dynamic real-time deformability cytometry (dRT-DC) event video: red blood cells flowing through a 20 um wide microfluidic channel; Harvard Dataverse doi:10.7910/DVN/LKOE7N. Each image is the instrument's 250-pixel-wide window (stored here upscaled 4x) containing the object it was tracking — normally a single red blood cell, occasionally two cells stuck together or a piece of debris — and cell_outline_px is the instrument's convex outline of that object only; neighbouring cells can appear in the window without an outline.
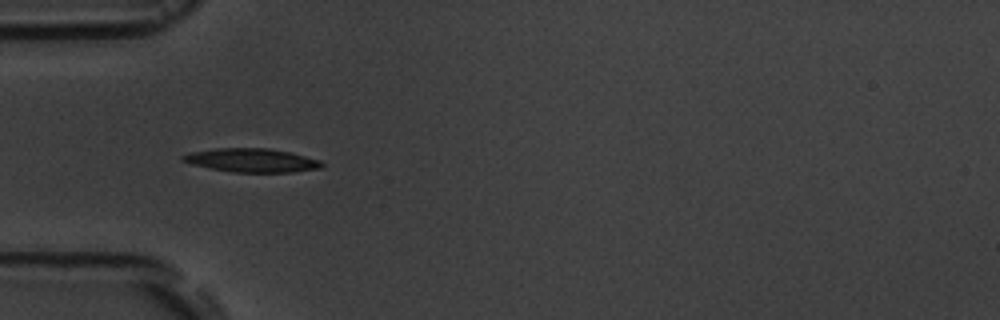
{"species": "common noctule bat (a hibernating species)", "species_latin": "Nyctalus noctula", "temperature_condition": "room temperature", "stored_images_in_passage": 9, "camera_frame_rate_fps": 3000, "um_per_image_px": 0.085, "animal": {"sex": "male", "body_mass_g": 19.5, "forearm_length_mm": 54.6}, "frame": {"image": 1, "passage_image": 6, "time_ms": 5.667, "image_size_px": [1000, 320], "cell_outline_px": [[324, 164], [320, 168], [292, 172], [236, 172], [212, 168], [192, 164], [180, 160], [180, 156], [192, 152], [216, 148], [268, 148], [288, 152], [320, 160]], "centroid_in_image_um": [21.38, 13.62], "position_along_channel_um": 63.6, "area_um2": 18.9}}
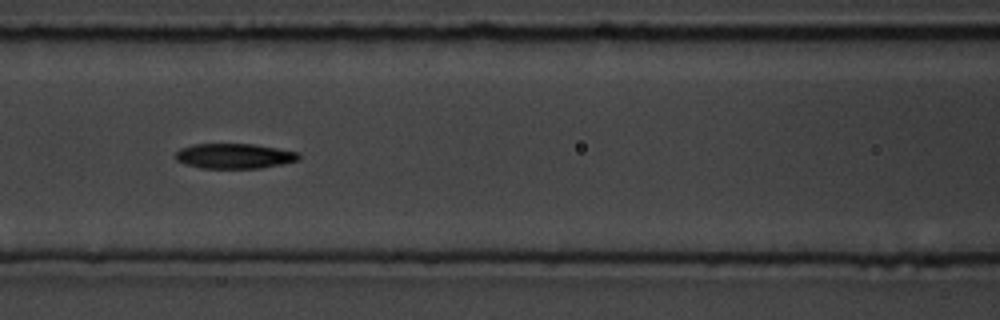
{"frame": {"image": 2, "passage_image": 8, "time_ms": 8.0, "image_size_px": [1000, 320], "cell_outline_px": [[300, 160], [260, 168], [200, 168], [184, 164], [176, 160], [176, 152], [180, 148], [192, 144], [252, 144], [300, 152]], "centroid_in_image_um": [19.91, 13.26], "position_along_channel_um": 146.7, "area_um2": 18.03}}
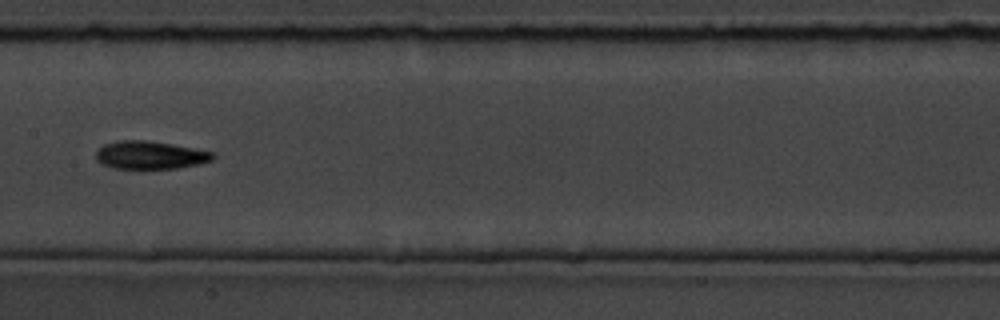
{"frame": {"image": 3, "passage_image": 9, "time_ms": 9.333, "image_size_px": [1000, 320], "cell_outline_px": [[216, 156], [212, 160], [200, 164], [176, 168], [112, 168], [96, 160], [96, 152], [104, 144], [116, 140], [144, 140], [172, 144], [216, 152]], "centroid_in_image_um": [12.79, 13.17], "position_along_channel_um": 194.6, "area_um2": 19.07}}